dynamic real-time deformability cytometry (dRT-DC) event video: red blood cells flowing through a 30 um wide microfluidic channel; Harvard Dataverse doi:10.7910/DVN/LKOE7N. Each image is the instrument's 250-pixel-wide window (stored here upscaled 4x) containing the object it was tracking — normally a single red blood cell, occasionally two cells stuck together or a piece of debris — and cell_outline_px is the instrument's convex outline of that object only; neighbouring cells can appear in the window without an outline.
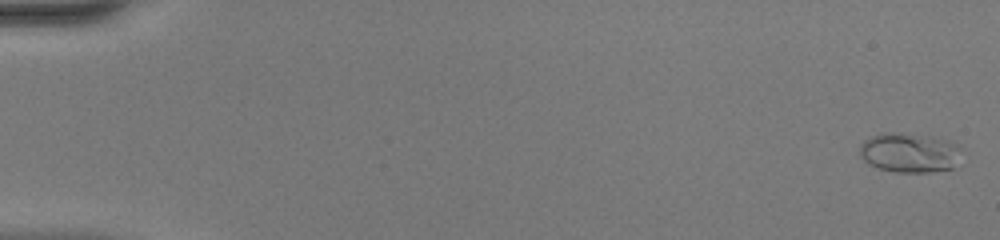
{"species": "common noctule bat (a hibernating species)", "species_latin": "Nyctalus noctula", "temperature_condition": "warm", "stored_images_in_passage": 37, "camera_frame_rate_fps": 3000, "um_per_image_px": 0.085, "animal": {"sex": "female", "body_mass_g": 20.0, "forearm_length_mm": 54.0}, "frame": {"image": 1, "passage_image": 1, "time_ms": 0.0, "image_size_px": [1000, 240], "cell_outline_px": [[960, 148], [952, 168], [928, 172], [896, 172], [880, 168], [868, 164], [860, 156], [860, 144], [864, 140], [872, 136], [884, 132], [892, 132], [932, 136], [948, 140], [960, 144]], "centroid_in_image_um": [77.27, 12.96], "position_along_channel_um": 7.7, "area_um2": 23.35}}